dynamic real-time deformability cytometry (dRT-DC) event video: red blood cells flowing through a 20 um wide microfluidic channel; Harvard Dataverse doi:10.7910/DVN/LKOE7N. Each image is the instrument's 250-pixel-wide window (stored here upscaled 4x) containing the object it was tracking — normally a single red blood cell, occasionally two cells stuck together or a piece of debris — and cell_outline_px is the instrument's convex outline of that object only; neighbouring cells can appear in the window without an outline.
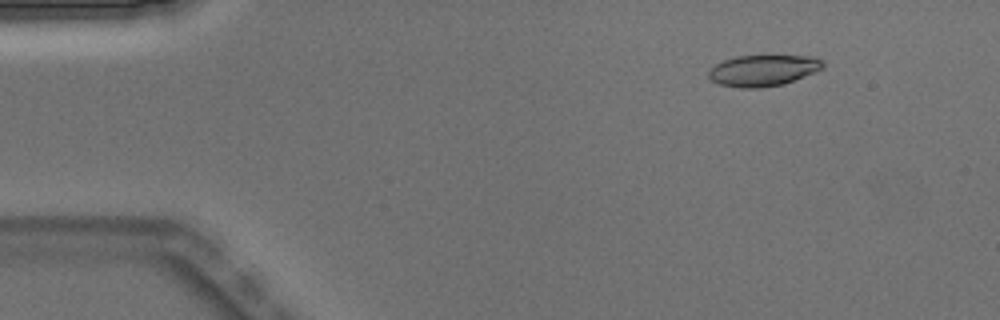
{"species": "Egyptian fruit bat (a non-hibernating species)", "species_latin": "Rousettus aegyptiacus", "temperature_condition": "warm", "stored_images_in_passage": 5, "camera_frame_rate_fps": 3000, "um_per_image_px": 0.085, "animal": {"sex": "male"}, "frame": {"image": 1, "passage_image": 2, "time_ms": 0.333, "image_size_px": [1000, 320], "cell_outline_px": [[824, 68], [784, 84], [760, 88], [740, 88], [720, 84], [712, 80], [708, 76], [708, 72], [716, 64], [724, 60], [736, 56], [816, 56], [824, 64]], "centroid_in_image_um": [64.87, 5.99], "position_along_channel_um": 20.1, "area_um2": 20.63}}
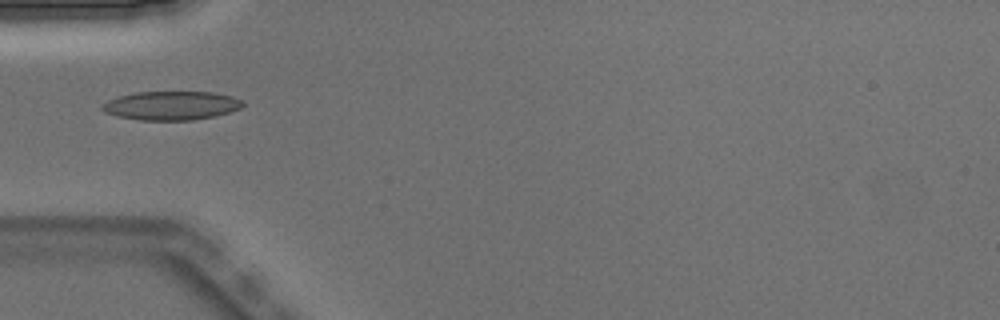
{"frame": {"image": 2, "passage_image": 5, "time_ms": 1.333, "image_size_px": [1000, 320], "cell_outline_px": [[244, 104], [240, 108], [216, 116], [192, 120], [140, 120], [116, 116], [104, 112], [100, 108], [100, 104], [116, 96], [136, 92], [212, 92], [232, 96], [244, 100]], "centroid_in_image_um": [14.52, 8.97], "position_along_channel_um": 70.5, "area_um2": 23.81}}